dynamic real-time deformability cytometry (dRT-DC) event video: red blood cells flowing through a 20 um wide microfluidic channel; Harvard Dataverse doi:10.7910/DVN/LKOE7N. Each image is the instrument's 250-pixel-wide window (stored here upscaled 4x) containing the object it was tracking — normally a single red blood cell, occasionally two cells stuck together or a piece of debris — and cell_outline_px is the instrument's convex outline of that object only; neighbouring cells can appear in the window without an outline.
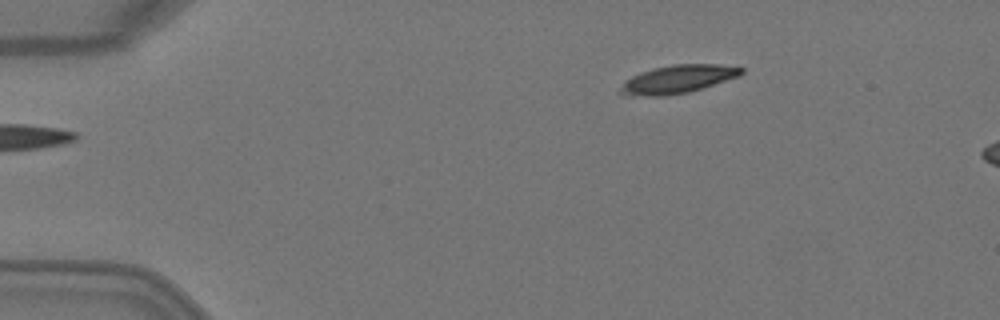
{"species": "Egyptian fruit bat (a non-hibernating species)", "species_latin": "Rousettus aegyptiacus", "temperature_condition": "warm", "stored_images_in_passage": 5, "camera_frame_rate_fps": 3000, "um_per_image_px": 0.085, "animal": {"sex": "female"}, "frame": {"image": 1, "passage_image": 5, "time_ms": 1.333, "image_size_px": [1000, 320], "cell_outline_px": [[744, 72], [740, 76], [688, 92], [668, 96], [624, 96], [616, 92], [624, 80], [640, 72], [652, 68], [676, 64], [716, 64], [744, 68]], "centroid_in_image_um": [57.53, 6.75], "position_along_channel_um": 27.5, "area_um2": 20.11}}